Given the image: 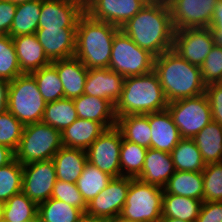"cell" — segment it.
Returning a JSON list of instances; mask_svg holds the SVG:
<instances>
[{
	"instance_id": "6da1fadb",
	"label": "cell",
	"mask_w": 222,
	"mask_h": 222,
	"mask_svg": "<svg viewBox=\"0 0 222 222\" xmlns=\"http://www.w3.org/2000/svg\"><path fill=\"white\" fill-rule=\"evenodd\" d=\"M121 30L154 57L173 49L175 30L167 2L144 6Z\"/></svg>"
},
{
	"instance_id": "7a4b0ae2",
	"label": "cell",
	"mask_w": 222,
	"mask_h": 222,
	"mask_svg": "<svg viewBox=\"0 0 222 222\" xmlns=\"http://www.w3.org/2000/svg\"><path fill=\"white\" fill-rule=\"evenodd\" d=\"M153 71L168 103L205 93L206 84L200 67L189 63L173 49L154 58Z\"/></svg>"
},
{
	"instance_id": "3957f363",
	"label": "cell",
	"mask_w": 222,
	"mask_h": 222,
	"mask_svg": "<svg viewBox=\"0 0 222 222\" xmlns=\"http://www.w3.org/2000/svg\"><path fill=\"white\" fill-rule=\"evenodd\" d=\"M121 29L84 13L76 28L77 57L87 69L109 68L113 39Z\"/></svg>"
},
{
	"instance_id": "277c9868",
	"label": "cell",
	"mask_w": 222,
	"mask_h": 222,
	"mask_svg": "<svg viewBox=\"0 0 222 222\" xmlns=\"http://www.w3.org/2000/svg\"><path fill=\"white\" fill-rule=\"evenodd\" d=\"M165 97L157 74L131 76L124 80L122 94L115 104L116 117L159 112L167 109Z\"/></svg>"
},
{
	"instance_id": "5b68a950",
	"label": "cell",
	"mask_w": 222,
	"mask_h": 222,
	"mask_svg": "<svg viewBox=\"0 0 222 222\" xmlns=\"http://www.w3.org/2000/svg\"><path fill=\"white\" fill-rule=\"evenodd\" d=\"M164 189L133 178L118 217L123 222H161Z\"/></svg>"
},
{
	"instance_id": "8992f818",
	"label": "cell",
	"mask_w": 222,
	"mask_h": 222,
	"mask_svg": "<svg viewBox=\"0 0 222 222\" xmlns=\"http://www.w3.org/2000/svg\"><path fill=\"white\" fill-rule=\"evenodd\" d=\"M45 107L46 101L30 73H24L9 82L8 111L24 126L41 122Z\"/></svg>"
},
{
	"instance_id": "52a82bcc",
	"label": "cell",
	"mask_w": 222,
	"mask_h": 222,
	"mask_svg": "<svg viewBox=\"0 0 222 222\" xmlns=\"http://www.w3.org/2000/svg\"><path fill=\"white\" fill-rule=\"evenodd\" d=\"M62 146L61 131L42 121L25 125L15 159L22 165L51 160Z\"/></svg>"
},
{
	"instance_id": "ba28073f",
	"label": "cell",
	"mask_w": 222,
	"mask_h": 222,
	"mask_svg": "<svg viewBox=\"0 0 222 222\" xmlns=\"http://www.w3.org/2000/svg\"><path fill=\"white\" fill-rule=\"evenodd\" d=\"M154 58L120 30L113 39L109 69L124 78L141 76L153 71Z\"/></svg>"
},
{
	"instance_id": "9c48e42d",
	"label": "cell",
	"mask_w": 222,
	"mask_h": 222,
	"mask_svg": "<svg viewBox=\"0 0 222 222\" xmlns=\"http://www.w3.org/2000/svg\"><path fill=\"white\" fill-rule=\"evenodd\" d=\"M167 109L181 138L193 139L212 121L211 108L205 93L170 102Z\"/></svg>"
},
{
	"instance_id": "30bf717a",
	"label": "cell",
	"mask_w": 222,
	"mask_h": 222,
	"mask_svg": "<svg viewBox=\"0 0 222 222\" xmlns=\"http://www.w3.org/2000/svg\"><path fill=\"white\" fill-rule=\"evenodd\" d=\"M122 140V133L116 126L107 129L86 149L87 161L113 178L121 177Z\"/></svg>"
},
{
	"instance_id": "8fae6325",
	"label": "cell",
	"mask_w": 222,
	"mask_h": 222,
	"mask_svg": "<svg viewBox=\"0 0 222 222\" xmlns=\"http://www.w3.org/2000/svg\"><path fill=\"white\" fill-rule=\"evenodd\" d=\"M219 0H167L174 30L208 28Z\"/></svg>"
},
{
	"instance_id": "7c38bea8",
	"label": "cell",
	"mask_w": 222,
	"mask_h": 222,
	"mask_svg": "<svg viewBox=\"0 0 222 222\" xmlns=\"http://www.w3.org/2000/svg\"><path fill=\"white\" fill-rule=\"evenodd\" d=\"M56 180L52 159L23 165L22 192L37 205L51 198Z\"/></svg>"
},
{
	"instance_id": "4fadbf2b",
	"label": "cell",
	"mask_w": 222,
	"mask_h": 222,
	"mask_svg": "<svg viewBox=\"0 0 222 222\" xmlns=\"http://www.w3.org/2000/svg\"><path fill=\"white\" fill-rule=\"evenodd\" d=\"M132 179L125 176L112 178L108 185L87 203L86 212L111 222L117 221Z\"/></svg>"
},
{
	"instance_id": "5bb4252c",
	"label": "cell",
	"mask_w": 222,
	"mask_h": 222,
	"mask_svg": "<svg viewBox=\"0 0 222 222\" xmlns=\"http://www.w3.org/2000/svg\"><path fill=\"white\" fill-rule=\"evenodd\" d=\"M214 47L211 29L186 28L175 30L173 50L189 63L201 66Z\"/></svg>"
},
{
	"instance_id": "9a60e30c",
	"label": "cell",
	"mask_w": 222,
	"mask_h": 222,
	"mask_svg": "<svg viewBox=\"0 0 222 222\" xmlns=\"http://www.w3.org/2000/svg\"><path fill=\"white\" fill-rule=\"evenodd\" d=\"M84 0H42L38 29L77 28Z\"/></svg>"
},
{
	"instance_id": "2e32d148",
	"label": "cell",
	"mask_w": 222,
	"mask_h": 222,
	"mask_svg": "<svg viewBox=\"0 0 222 222\" xmlns=\"http://www.w3.org/2000/svg\"><path fill=\"white\" fill-rule=\"evenodd\" d=\"M144 6L140 0H85V13L121 29Z\"/></svg>"
},
{
	"instance_id": "e0dca14e",
	"label": "cell",
	"mask_w": 222,
	"mask_h": 222,
	"mask_svg": "<svg viewBox=\"0 0 222 222\" xmlns=\"http://www.w3.org/2000/svg\"><path fill=\"white\" fill-rule=\"evenodd\" d=\"M35 35L50 62L75 55L76 28L37 29Z\"/></svg>"
},
{
	"instance_id": "ac0fdd59",
	"label": "cell",
	"mask_w": 222,
	"mask_h": 222,
	"mask_svg": "<svg viewBox=\"0 0 222 222\" xmlns=\"http://www.w3.org/2000/svg\"><path fill=\"white\" fill-rule=\"evenodd\" d=\"M124 80L109 68L88 69L84 94L109 100L115 106L122 94Z\"/></svg>"
},
{
	"instance_id": "d6986e66",
	"label": "cell",
	"mask_w": 222,
	"mask_h": 222,
	"mask_svg": "<svg viewBox=\"0 0 222 222\" xmlns=\"http://www.w3.org/2000/svg\"><path fill=\"white\" fill-rule=\"evenodd\" d=\"M151 148L170 153L182 139L168 109L148 113Z\"/></svg>"
},
{
	"instance_id": "ffe728a7",
	"label": "cell",
	"mask_w": 222,
	"mask_h": 222,
	"mask_svg": "<svg viewBox=\"0 0 222 222\" xmlns=\"http://www.w3.org/2000/svg\"><path fill=\"white\" fill-rule=\"evenodd\" d=\"M64 89V98L74 99L84 94L88 69L75 56L51 62Z\"/></svg>"
},
{
	"instance_id": "44dd1931",
	"label": "cell",
	"mask_w": 222,
	"mask_h": 222,
	"mask_svg": "<svg viewBox=\"0 0 222 222\" xmlns=\"http://www.w3.org/2000/svg\"><path fill=\"white\" fill-rule=\"evenodd\" d=\"M175 171L170 153L148 148L142 172L137 179L164 188Z\"/></svg>"
},
{
	"instance_id": "7402d4cb",
	"label": "cell",
	"mask_w": 222,
	"mask_h": 222,
	"mask_svg": "<svg viewBox=\"0 0 222 222\" xmlns=\"http://www.w3.org/2000/svg\"><path fill=\"white\" fill-rule=\"evenodd\" d=\"M73 102L78 118L96 121L106 129L116 126L115 106L109 100L82 94Z\"/></svg>"
},
{
	"instance_id": "603a6c76",
	"label": "cell",
	"mask_w": 222,
	"mask_h": 222,
	"mask_svg": "<svg viewBox=\"0 0 222 222\" xmlns=\"http://www.w3.org/2000/svg\"><path fill=\"white\" fill-rule=\"evenodd\" d=\"M12 40L23 73H31L51 64L35 33L12 37Z\"/></svg>"
},
{
	"instance_id": "cb8c5ba5",
	"label": "cell",
	"mask_w": 222,
	"mask_h": 222,
	"mask_svg": "<svg viewBox=\"0 0 222 222\" xmlns=\"http://www.w3.org/2000/svg\"><path fill=\"white\" fill-rule=\"evenodd\" d=\"M57 180L76 183L86 165V150L62 146L52 158Z\"/></svg>"
},
{
	"instance_id": "d4e9b609",
	"label": "cell",
	"mask_w": 222,
	"mask_h": 222,
	"mask_svg": "<svg viewBox=\"0 0 222 222\" xmlns=\"http://www.w3.org/2000/svg\"><path fill=\"white\" fill-rule=\"evenodd\" d=\"M107 129L93 120L77 118L62 132V145L86 150Z\"/></svg>"
},
{
	"instance_id": "484cf974",
	"label": "cell",
	"mask_w": 222,
	"mask_h": 222,
	"mask_svg": "<svg viewBox=\"0 0 222 222\" xmlns=\"http://www.w3.org/2000/svg\"><path fill=\"white\" fill-rule=\"evenodd\" d=\"M205 164L222 162V126L213 120L194 138Z\"/></svg>"
},
{
	"instance_id": "4316f807",
	"label": "cell",
	"mask_w": 222,
	"mask_h": 222,
	"mask_svg": "<svg viewBox=\"0 0 222 222\" xmlns=\"http://www.w3.org/2000/svg\"><path fill=\"white\" fill-rule=\"evenodd\" d=\"M116 127L121 131L126 141L136 143L145 148H151V127L148 113L125 115L117 118Z\"/></svg>"
},
{
	"instance_id": "83f0119b",
	"label": "cell",
	"mask_w": 222,
	"mask_h": 222,
	"mask_svg": "<svg viewBox=\"0 0 222 222\" xmlns=\"http://www.w3.org/2000/svg\"><path fill=\"white\" fill-rule=\"evenodd\" d=\"M203 201L163 192L162 218L195 222Z\"/></svg>"
},
{
	"instance_id": "f1b7e54d",
	"label": "cell",
	"mask_w": 222,
	"mask_h": 222,
	"mask_svg": "<svg viewBox=\"0 0 222 222\" xmlns=\"http://www.w3.org/2000/svg\"><path fill=\"white\" fill-rule=\"evenodd\" d=\"M166 193L203 201L202 172L175 171L163 188Z\"/></svg>"
},
{
	"instance_id": "f546056e",
	"label": "cell",
	"mask_w": 222,
	"mask_h": 222,
	"mask_svg": "<svg viewBox=\"0 0 222 222\" xmlns=\"http://www.w3.org/2000/svg\"><path fill=\"white\" fill-rule=\"evenodd\" d=\"M170 155L176 171L202 172L206 167L193 139L182 138Z\"/></svg>"
},
{
	"instance_id": "4dcf8cb0",
	"label": "cell",
	"mask_w": 222,
	"mask_h": 222,
	"mask_svg": "<svg viewBox=\"0 0 222 222\" xmlns=\"http://www.w3.org/2000/svg\"><path fill=\"white\" fill-rule=\"evenodd\" d=\"M42 0L24 2L16 6V13L9 32L11 37L34 34L38 29Z\"/></svg>"
},
{
	"instance_id": "1f68e13d",
	"label": "cell",
	"mask_w": 222,
	"mask_h": 222,
	"mask_svg": "<svg viewBox=\"0 0 222 222\" xmlns=\"http://www.w3.org/2000/svg\"><path fill=\"white\" fill-rule=\"evenodd\" d=\"M38 205L22 191L1 204V222H23L38 218Z\"/></svg>"
},
{
	"instance_id": "d6a6232c",
	"label": "cell",
	"mask_w": 222,
	"mask_h": 222,
	"mask_svg": "<svg viewBox=\"0 0 222 222\" xmlns=\"http://www.w3.org/2000/svg\"><path fill=\"white\" fill-rule=\"evenodd\" d=\"M77 118L73 99L62 98L46 103L42 122L62 132Z\"/></svg>"
},
{
	"instance_id": "836d02e7",
	"label": "cell",
	"mask_w": 222,
	"mask_h": 222,
	"mask_svg": "<svg viewBox=\"0 0 222 222\" xmlns=\"http://www.w3.org/2000/svg\"><path fill=\"white\" fill-rule=\"evenodd\" d=\"M83 212L62 200L49 198L38 205L39 222H77Z\"/></svg>"
},
{
	"instance_id": "e575fe53",
	"label": "cell",
	"mask_w": 222,
	"mask_h": 222,
	"mask_svg": "<svg viewBox=\"0 0 222 222\" xmlns=\"http://www.w3.org/2000/svg\"><path fill=\"white\" fill-rule=\"evenodd\" d=\"M112 178L109 174L87 162L76 185L83 199L88 203L108 185Z\"/></svg>"
},
{
	"instance_id": "d590c367",
	"label": "cell",
	"mask_w": 222,
	"mask_h": 222,
	"mask_svg": "<svg viewBox=\"0 0 222 222\" xmlns=\"http://www.w3.org/2000/svg\"><path fill=\"white\" fill-rule=\"evenodd\" d=\"M37 82L39 92L47 102L64 98V89L56 69L50 64L30 73Z\"/></svg>"
},
{
	"instance_id": "8d00e7d4",
	"label": "cell",
	"mask_w": 222,
	"mask_h": 222,
	"mask_svg": "<svg viewBox=\"0 0 222 222\" xmlns=\"http://www.w3.org/2000/svg\"><path fill=\"white\" fill-rule=\"evenodd\" d=\"M147 148L122 140L120 148L121 176L137 178L144 165Z\"/></svg>"
},
{
	"instance_id": "74e56055",
	"label": "cell",
	"mask_w": 222,
	"mask_h": 222,
	"mask_svg": "<svg viewBox=\"0 0 222 222\" xmlns=\"http://www.w3.org/2000/svg\"><path fill=\"white\" fill-rule=\"evenodd\" d=\"M23 165L15 158L0 168V204L22 191Z\"/></svg>"
},
{
	"instance_id": "f35d334b",
	"label": "cell",
	"mask_w": 222,
	"mask_h": 222,
	"mask_svg": "<svg viewBox=\"0 0 222 222\" xmlns=\"http://www.w3.org/2000/svg\"><path fill=\"white\" fill-rule=\"evenodd\" d=\"M22 74L12 37L0 35V79L10 82Z\"/></svg>"
},
{
	"instance_id": "ab89813d",
	"label": "cell",
	"mask_w": 222,
	"mask_h": 222,
	"mask_svg": "<svg viewBox=\"0 0 222 222\" xmlns=\"http://www.w3.org/2000/svg\"><path fill=\"white\" fill-rule=\"evenodd\" d=\"M203 174V201H222V162L206 164Z\"/></svg>"
},
{
	"instance_id": "60d3db41",
	"label": "cell",
	"mask_w": 222,
	"mask_h": 222,
	"mask_svg": "<svg viewBox=\"0 0 222 222\" xmlns=\"http://www.w3.org/2000/svg\"><path fill=\"white\" fill-rule=\"evenodd\" d=\"M24 125L8 110L0 114V144L9 147L14 152L17 150Z\"/></svg>"
},
{
	"instance_id": "b9f144b4",
	"label": "cell",
	"mask_w": 222,
	"mask_h": 222,
	"mask_svg": "<svg viewBox=\"0 0 222 222\" xmlns=\"http://www.w3.org/2000/svg\"><path fill=\"white\" fill-rule=\"evenodd\" d=\"M51 198L62 200L76 208H79L82 212H86L87 210V203L83 199L76 183L56 180Z\"/></svg>"
},
{
	"instance_id": "7bdbcfd3",
	"label": "cell",
	"mask_w": 222,
	"mask_h": 222,
	"mask_svg": "<svg viewBox=\"0 0 222 222\" xmlns=\"http://www.w3.org/2000/svg\"><path fill=\"white\" fill-rule=\"evenodd\" d=\"M202 79L206 85L222 82V48L215 46L200 66Z\"/></svg>"
},
{
	"instance_id": "ee69618b",
	"label": "cell",
	"mask_w": 222,
	"mask_h": 222,
	"mask_svg": "<svg viewBox=\"0 0 222 222\" xmlns=\"http://www.w3.org/2000/svg\"><path fill=\"white\" fill-rule=\"evenodd\" d=\"M205 95L210 104L212 120L222 126V82L206 85Z\"/></svg>"
},
{
	"instance_id": "f6af8a7d",
	"label": "cell",
	"mask_w": 222,
	"mask_h": 222,
	"mask_svg": "<svg viewBox=\"0 0 222 222\" xmlns=\"http://www.w3.org/2000/svg\"><path fill=\"white\" fill-rule=\"evenodd\" d=\"M195 222H222V201H203Z\"/></svg>"
},
{
	"instance_id": "bcb514c9",
	"label": "cell",
	"mask_w": 222,
	"mask_h": 222,
	"mask_svg": "<svg viewBox=\"0 0 222 222\" xmlns=\"http://www.w3.org/2000/svg\"><path fill=\"white\" fill-rule=\"evenodd\" d=\"M16 4L0 0V35H9L16 13Z\"/></svg>"
},
{
	"instance_id": "7dc6e473",
	"label": "cell",
	"mask_w": 222,
	"mask_h": 222,
	"mask_svg": "<svg viewBox=\"0 0 222 222\" xmlns=\"http://www.w3.org/2000/svg\"><path fill=\"white\" fill-rule=\"evenodd\" d=\"M211 32H219L222 34V0L215 5L214 14L210 22Z\"/></svg>"
},
{
	"instance_id": "c3c4849f",
	"label": "cell",
	"mask_w": 222,
	"mask_h": 222,
	"mask_svg": "<svg viewBox=\"0 0 222 222\" xmlns=\"http://www.w3.org/2000/svg\"><path fill=\"white\" fill-rule=\"evenodd\" d=\"M9 81L0 79V114L8 110Z\"/></svg>"
},
{
	"instance_id": "681fc988",
	"label": "cell",
	"mask_w": 222,
	"mask_h": 222,
	"mask_svg": "<svg viewBox=\"0 0 222 222\" xmlns=\"http://www.w3.org/2000/svg\"><path fill=\"white\" fill-rule=\"evenodd\" d=\"M15 158V152L9 147L0 144V168Z\"/></svg>"
},
{
	"instance_id": "f907efd6",
	"label": "cell",
	"mask_w": 222,
	"mask_h": 222,
	"mask_svg": "<svg viewBox=\"0 0 222 222\" xmlns=\"http://www.w3.org/2000/svg\"><path fill=\"white\" fill-rule=\"evenodd\" d=\"M77 222H111V221L103 217H98L95 215L88 214L87 212H83L78 218Z\"/></svg>"
},
{
	"instance_id": "816d5d0a",
	"label": "cell",
	"mask_w": 222,
	"mask_h": 222,
	"mask_svg": "<svg viewBox=\"0 0 222 222\" xmlns=\"http://www.w3.org/2000/svg\"><path fill=\"white\" fill-rule=\"evenodd\" d=\"M213 36L214 45L222 48V34L219 32H211Z\"/></svg>"
},
{
	"instance_id": "f5cc1de1",
	"label": "cell",
	"mask_w": 222,
	"mask_h": 222,
	"mask_svg": "<svg viewBox=\"0 0 222 222\" xmlns=\"http://www.w3.org/2000/svg\"><path fill=\"white\" fill-rule=\"evenodd\" d=\"M145 5H155L162 2H167V0H140Z\"/></svg>"
},
{
	"instance_id": "db71d44e",
	"label": "cell",
	"mask_w": 222,
	"mask_h": 222,
	"mask_svg": "<svg viewBox=\"0 0 222 222\" xmlns=\"http://www.w3.org/2000/svg\"><path fill=\"white\" fill-rule=\"evenodd\" d=\"M161 222H190V221L180 220L176 218H161Z\"/></svg>"
},
{
	"instance_id": "11a10c76",
	"label": "cell",
	"mask_w": 222,
	"mask_h": 222,
	"mask_svg": "<svg viewBox=\"0 0 222 222\" xmlns=\"http://www.w3.org/2000/svg\"><path fill=\"white\" fill-rule=\"evenodd\" d=\"M7 1H10V2L15 3L16 5H18V4H22L24 2H30V1H34V0H7Z\"/></svg>"
},
{
	"instance_id": "9f6ffc18",
	"label": "cell",
	"mask_w": 222,
	"mask_h": 222,
	"mask_svg": "<svg viewBox=\"0 0 222 222\" xmlns=\"http://www.w3.org/2000/svg\"><path fill=\"white\" fill-rule=\"evenodd\" d=\"M23 222H39V219H30V220H25Z\"/></svg>"
},
{
	"instance_id": "6f0895ef",
	"label": "cell",
	"mask_w": 222,
	"mask_h": 222,
	"mask_svg": "<svg viewBox=\"0 0 222 222\" xmlns=\"http://www.w3.org/2000/svg\"><path fill=\"white\" fill-rule=\"evenodd\" d=\"M0 222H1V204H0Z\"/></svg>"
}]
</instances>
